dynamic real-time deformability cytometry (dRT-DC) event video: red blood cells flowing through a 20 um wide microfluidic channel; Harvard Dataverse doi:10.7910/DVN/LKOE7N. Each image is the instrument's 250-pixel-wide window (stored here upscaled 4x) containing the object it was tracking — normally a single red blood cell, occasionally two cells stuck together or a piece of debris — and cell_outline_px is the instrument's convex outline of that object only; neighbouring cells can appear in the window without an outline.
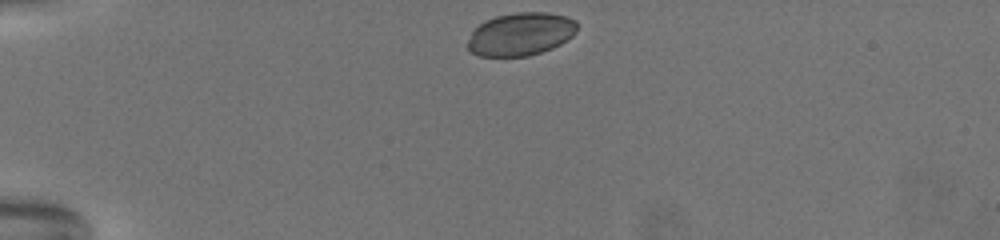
{"species": "common noctule bat (a hibernating species)", "species_latin": "Nyctalus noctula", "temperature_condition": "warm", "stored_images_in_passage": 43, "camera_frame_rate_fps": 3000, "um_per_image_px": 0.085, "animal": {"sex": "female", "body_mass_g": 19.5, "forearm_length_mm": 54.1}, "frame": {"image": 1, "passage_image": 1, "time_ms": 0.0, "image_size_px": [1000, 240], "cell_outline_px": [[576, 32], [572, 36], [560, 44], [552, 48], [528, 56], [480, 56], [472, 52], [468, 48], [468, 40], [472, 32], [484, 20], [496, 16], [516, 12], [548, 12], [564, 16], [576, 20]], "centroid_in_image_um": [44.26, 2.89], "position_along_channel_um": 40.7, "area_um2": 27.28}}